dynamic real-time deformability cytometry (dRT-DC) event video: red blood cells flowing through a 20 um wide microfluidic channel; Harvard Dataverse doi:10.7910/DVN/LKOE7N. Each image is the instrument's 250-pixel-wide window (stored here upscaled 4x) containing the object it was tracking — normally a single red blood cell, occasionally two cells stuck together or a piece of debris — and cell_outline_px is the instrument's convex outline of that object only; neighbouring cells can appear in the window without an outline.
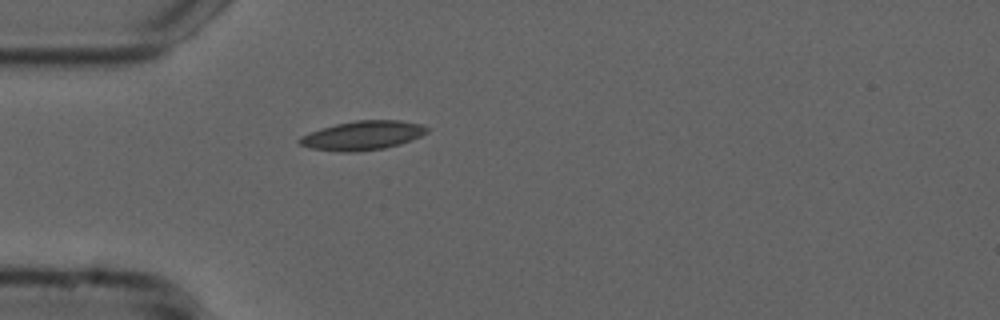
{"species": "common noctule bat (a hibernating species)", "species_latin": "Nyctalus noctula", "temperature_condition": "cold", "stored_images_in_passage": 34, "camera_frame_rate_fps": 3000, "um_per_image_px": 0.085, "animal": {"sex": "male", "forearm_length_mm": 52.5}, "frame": {"image": 1, "passage_image": 2, "time_ms": 0.333, "image_size_px": [1000, 320], "cell_outline_px": [[428, 132], [420, 136], [400, 144], [384, 148], [356, 152], [340, 152], [308, 148], [300, 144], [296, 140], [300, 136], [308, 132], [336, 124], [356, 120], [400, 120], [420, 124], [428, 128]], "centroid_in_image_um": [30.77, 11.52], "position_along_channel_um": 54.2, "area_um2": 21.68}}
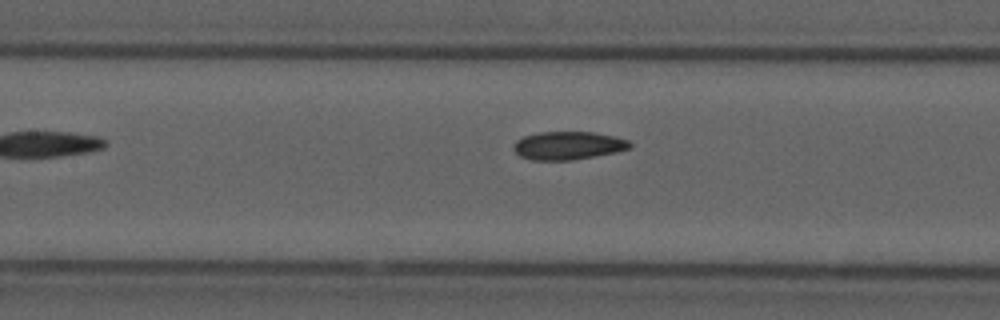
{"frame": {"image": 2, "passage_image": 11, "time_ms": 3.333, "image_size_px": [1000, 320], "cell_outline_px": [[632, 148], [616, 152], [572, 160], [532, 160], [520, 156], [512, 148], [512, 144], [516, 140], [524, 136], [540, 132], [596, 132], [628, 140], [632, 144]], "centroid_in_image_um": [48.28, 12.37], "position_along_channel_um": 159.1, "area_um2": 19.13}}
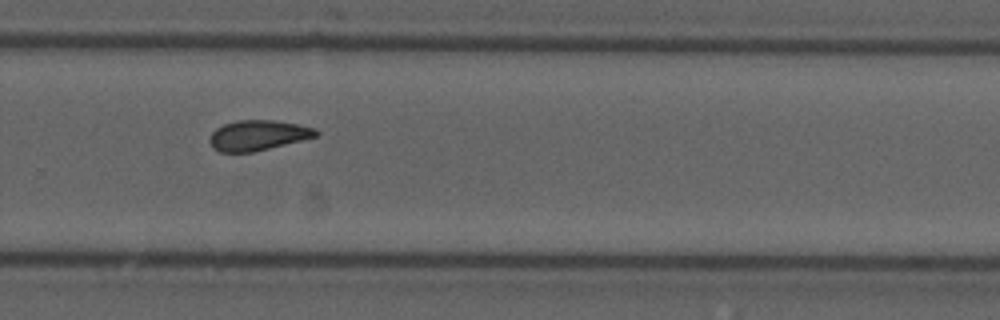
{"frame": {"image": 3, "passage_image": 23, "time_ms": 7.333, "image_size_px": [1000, 320], "cell_outline_px": [[320, 136], [252, 152], [220, 152], [212, 148], [208, 140], [212, 132], [216, 128], [224, 124], [236, 120], [272, 120], [296, 124], [312, 128], [320, 132]], "centroid_in_image_um": [21.9, 11.5], "position_along_channel_um": 307.9, "area_um2": 18.73}, "authors_computed_cell_mechanics": {"area_um2": 19.3052, "velocity_mm_per_s": 3.7297, "shape_relaxation_time_tau1_ms": null, "shape_relaxation_time_tau2_ms": 3.1275, "deformation_change_tau1": null, "deformation_change_tau2": 0.0815}}